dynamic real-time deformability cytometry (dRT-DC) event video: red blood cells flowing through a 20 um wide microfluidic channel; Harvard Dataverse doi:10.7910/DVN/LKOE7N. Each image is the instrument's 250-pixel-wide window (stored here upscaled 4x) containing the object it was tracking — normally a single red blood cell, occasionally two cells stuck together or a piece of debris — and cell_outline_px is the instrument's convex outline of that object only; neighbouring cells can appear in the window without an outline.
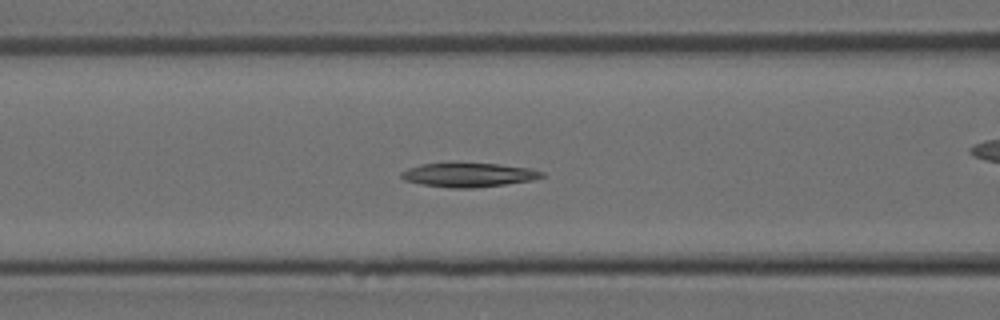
{"species": "Egyptian fruit bat (a non-hibernating species)", "species_latin": "Rousettus aegyptiacus", "temperature_condition": "room temperature", "stored_images_in_passage": 44, "camera_frame_rate_fps": 3000, "um_per_image_px": 0.085, "animal": {"sex": "female"}, "frame": {"image": 1, "passage_image": 16, "time_ms": 5.0, "image_size_px": [1000, 320], "cell_outline_px": [[544, 176], [532, 180], [476, 188], [448, 188], [424, 184], [404, 180], [400, 176], [400, 172], [408, 168], [420, 164], [500, 164], [528, 168], [544, 172]], "centroid_in_image_um": [39.82, 14.88], "position_along_channel_um": 126.8, "area_um2": 19.36}}
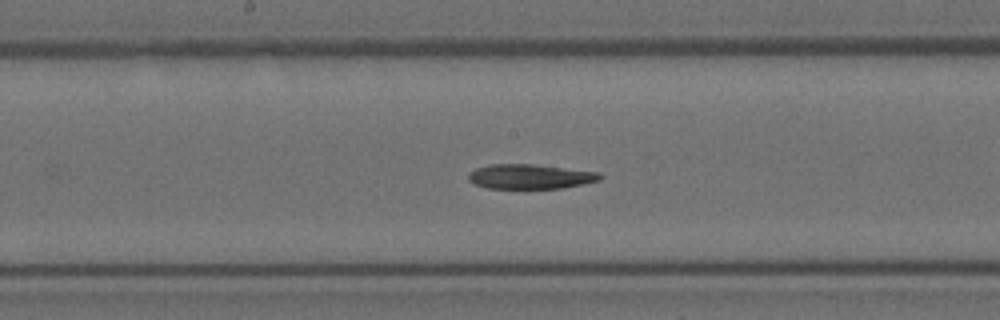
{"frame": {"image": 2, "passage_image": 21, "time_ms": 6.667, "image_size_px": [1000, 320], "cell_outline_px": [[604, 176], [600, 180], [584, 184], [560, 188], [488, 188], [476, 184], [468, 180], [468, 172], [476, 168], [488, 164], [532, 164], [600, 172]], "centroid_in_image_um": [45.07, 15.0], "position_along_channel_um": 203.1, "area_um2": 18.96}}
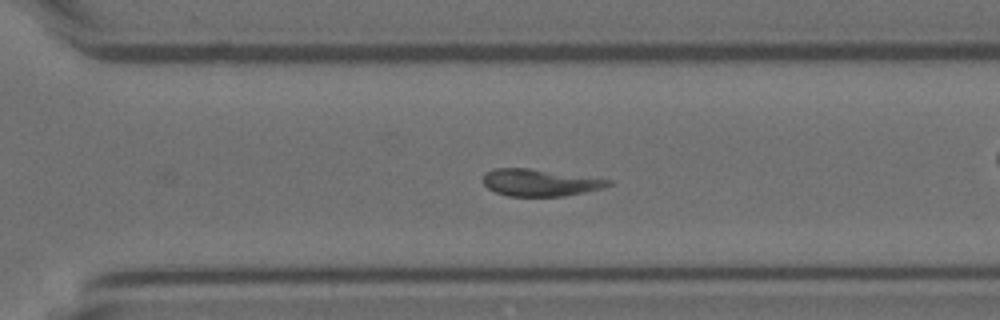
{"frame": {"image": 3, "passage_image": 29, "time_ms": 9.333, "image_size_px": [1000, 320], "cell_outline_px": [[612, 184], [600, 188], [584, 192], [564, 196], [508, 196], [496, 192], [488, 188], [484, 184], [484, 172], [496, 168], [528, 168], [612, 180]], "centroid_in_image_um": [45.86, 15.52], "position_along_channel_um": 324.7, "area_um2": 19.42}}